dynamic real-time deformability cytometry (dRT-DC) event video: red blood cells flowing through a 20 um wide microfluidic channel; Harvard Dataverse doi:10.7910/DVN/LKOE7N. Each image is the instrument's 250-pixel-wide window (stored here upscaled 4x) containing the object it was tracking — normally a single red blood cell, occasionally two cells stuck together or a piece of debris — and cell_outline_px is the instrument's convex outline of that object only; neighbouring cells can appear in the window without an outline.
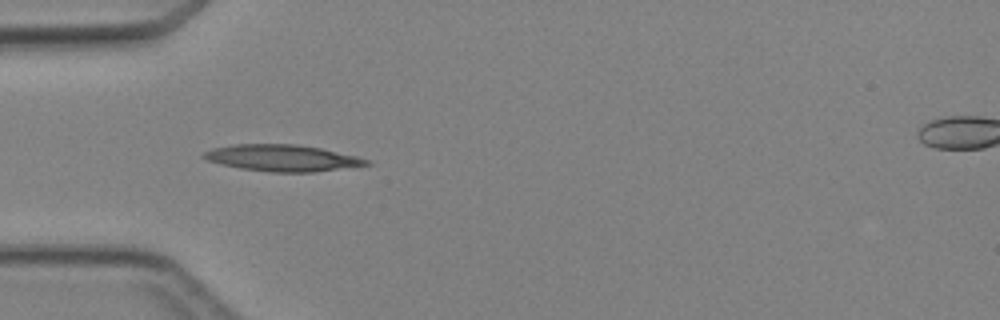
{"species": "Egyptian fruit bat (a non-hibernating species)", "species_latin": "Rousettus aegyptiacus", "temperature_condition": "cold", "stored_images_in_passage": 6, "camera_frame_rate_fps": 3000, "um_per_image_px": 0.085, "animal": {"sex": "female"}, "frame": {"image": 1, "passage_image": 5, "time_ms": 5.667, "image_size_px": [1000, 320], "cell_outline_px": [[372, 164], [312, 172], [272, 172], [240, 168], [220, 164], [208, 160], [200, 156], [204, 152], [212, 148], [232, 144], [296, 144], [320, 148], [356, 156], [368, 160]], "centroid_in_image_um": [23.94, 13.42], "position_along_channel_um": 61.1, "area_um2": 24.97}}
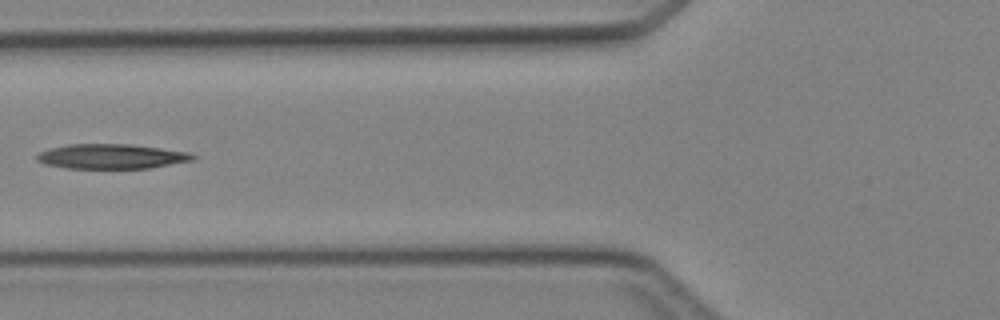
{"frame": {"image": 2, "passage_image": 6, "time_ms": 7.0, "image_size_px": [1000, 320], "cell_outline_px": [[196, 156], [192, 160], [148, 168], [68, 168], [48, 164], [36, 160], [36, 156], [40, 152], [52, 148], [68, 144], [132, 144], [192, 152]], "centroid_in_image_um": [9.51, 13.28], "position_along_channel_um": 116.3, "area_um2": 22.31}}